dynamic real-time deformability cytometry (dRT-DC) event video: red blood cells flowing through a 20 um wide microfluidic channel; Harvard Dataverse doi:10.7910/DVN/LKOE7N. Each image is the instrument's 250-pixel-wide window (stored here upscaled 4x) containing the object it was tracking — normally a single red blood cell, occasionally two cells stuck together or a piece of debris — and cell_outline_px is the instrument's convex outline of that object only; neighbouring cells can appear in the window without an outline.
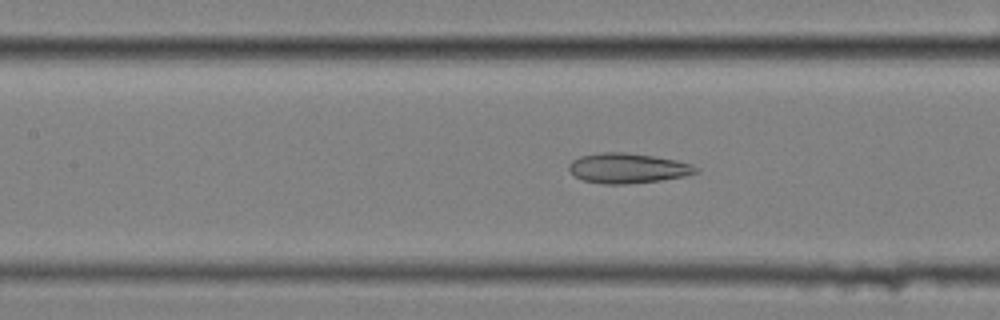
{"species": "common noctule bat (a hibernating species)", "species_latin": "Nyctalus noctula", "temperature_condition": "cold", "stored_images_in_passage": 58, "camera_frame_rate_fps": 3000, "um_per_image_px": 0.085, "animal": {"sex": "female", "body_mass_g": 25.1}, "frame": {"image": 1, "passage_image": 26, "time_ms": 8.333, "image_size_px": [1000, 320], "cell_outline_px": [[700, 168], [696, 172], [684, 176], [660, 180], [624, 184], [604, 184], [584, 180], [576, 176], [568, 168], [568, 164], [572, 160], [580, 156], [600, 152], [624, 152], [652, 156], [676, 160], [692, 164]], "centroid_in_image_um": [53.35, 14.29], "position_along_channel_um": 154.1, "area_um2": 22.02}}
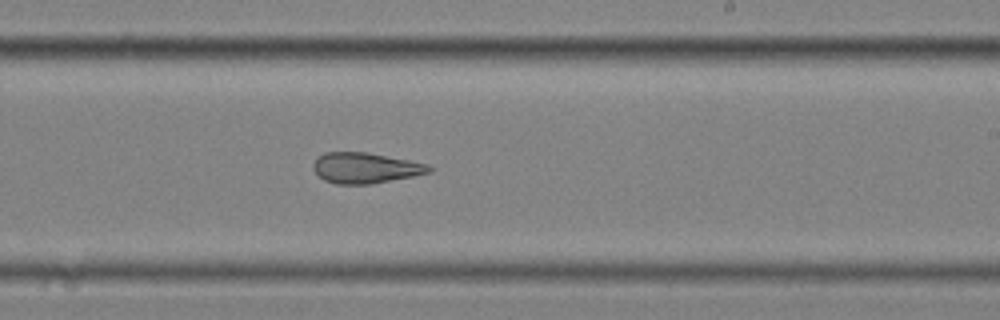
{"frame": {"image": 2, "passage_image": 35, "time_ms": 11.333, "image_size_px": [1000, 320], "cell_outline_px": [[432, 172], [372, 184], [336, 184], [324, 180], [312, 168], [312, 164], [324, 152], [364, 152], [408, 160], [428, 164], [432, 168]], "centroid_in_image_um": [31.05, 14.28], "position_along_channel_um": 258.0, "area_um2": 20.46}}
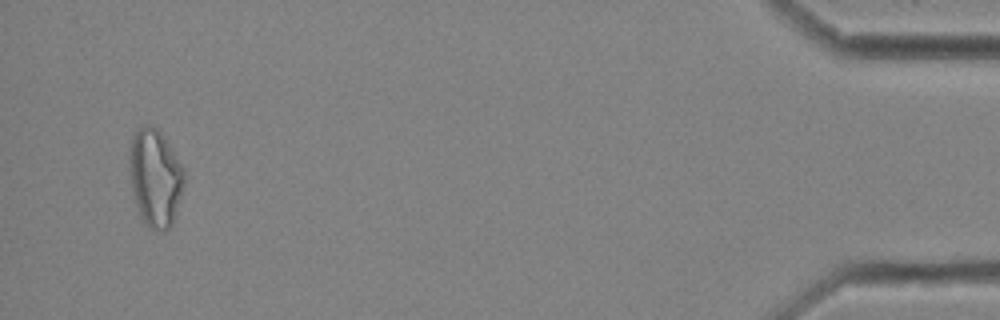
{"frame": {"image": 3, "passage_image": 56, "time_ms": 18.333, "image_size_px": [1000, 320], "cell_outline_px": [[184, 184], [176, 212], [172, 224], [164, 232], [148, 228], [144, 224], [136, 204], [132, 192], [128, 168], [132, 136], [140, 128], [148, 124], [152, 124], [164, 136], [184, 168]], "centroid_in_image_um": [13.18, 15.12], "position_along_channel_um": 422.0, "area_um2": 31.21}, "authors_computed_cell_mechanics": {"area_um2": 26.299, "velocity_mm_per_s": 3.4741, "shape_relaxation_time_tau1_ms": null, "shape_relaxation_time_tau2_ms": 3.1422, "deformation_change_tau1": null, "deformation_change_tau2": 0.1178}}